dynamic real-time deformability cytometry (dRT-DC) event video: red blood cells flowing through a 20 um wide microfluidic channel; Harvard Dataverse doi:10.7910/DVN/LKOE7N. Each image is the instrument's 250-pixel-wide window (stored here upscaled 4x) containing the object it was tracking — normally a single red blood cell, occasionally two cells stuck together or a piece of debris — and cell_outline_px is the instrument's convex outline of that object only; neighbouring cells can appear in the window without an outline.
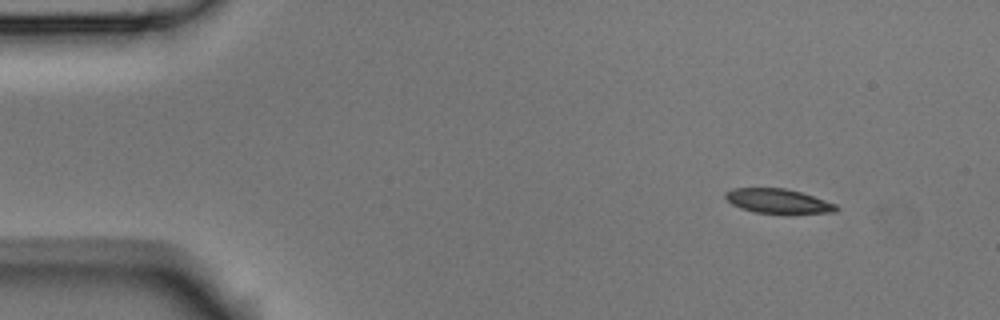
{"species": "Egyptian fruit bat (a non-hibernating species)", "species_latin": "Rousettus aegyptiacus", "temperature_condition": "room temperature", "stored_images_in_passage": 3, "camera_frame_rate_fps": 3000, "um_per_image_px": 0.085, "animal": {"sex": "male"}, "frame": {"image": 1, "passage_image": 1, "time_ms": 0.0, "image_size_px": [1000, 320], "cell_outline_px": [[840, 208], [836, 212], [756, 212], [740, 208], [732, 204], [724, 196], [724, 192], [732, 188], [784, 188], [800, 192], [836, 204]], "centroid_in_image_um": [66.08, 17.07], "position_along_channel_um": 18.9, "area_um2": 15.32}}